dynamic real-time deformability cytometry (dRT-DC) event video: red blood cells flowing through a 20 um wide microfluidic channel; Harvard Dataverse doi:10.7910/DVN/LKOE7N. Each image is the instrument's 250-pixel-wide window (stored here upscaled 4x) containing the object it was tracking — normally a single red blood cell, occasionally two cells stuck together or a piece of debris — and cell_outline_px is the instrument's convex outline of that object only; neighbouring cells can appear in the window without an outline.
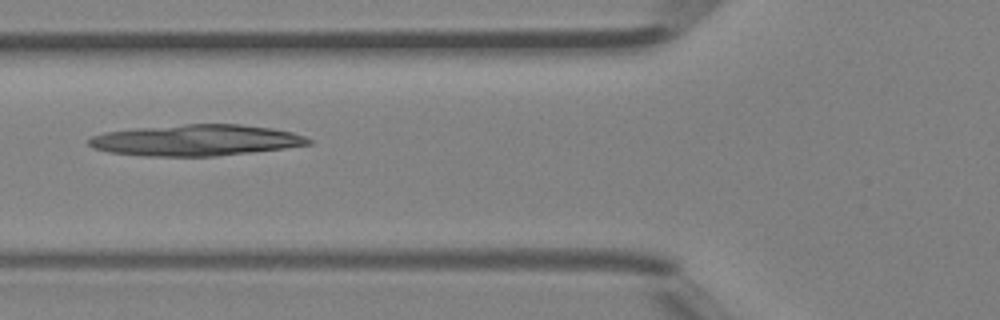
{"species": "Egyptian fruit bat (a non-hibernating species)", "species_latin": "Rousettus aegyptiacus", "temperature_condition": "room temperature", "stored_images_in_passage": 6, "camera_frame_rate_fps": 3000, "um_per_image_px": 0.085, "animal": {"sex": "female"}, "frame": {"image": 1, "passage_image": 5, "time_ms": 1.333, "image_size_px": [1000, 320], "cell_outline_px": [[312, 144], [284, 148], [216, 156], [148, 156], [108, 152], [92, 148], [88, 144], [88, 140], [92, 136], [104, 132], [136, 128], [184, 124], [240, 124], [272, 128], [292, 132], [304, 136], [312, 140]], "centroid_in_image_um": [16.64, 11.91], "position_along_channel_um": 109.2, "area_um2": 39.88}}
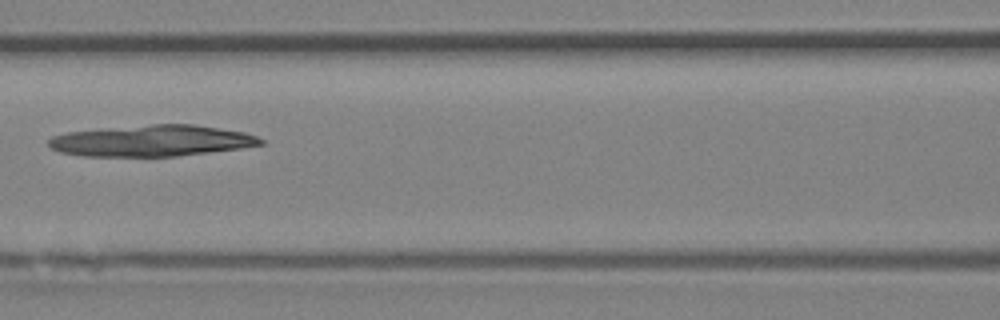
{"frame": {"image": 2, "passage_image": 6, "time_ms": 1.667, "image_size_px": [1000, 320], "cell_outline_px": [[264, 144], [240, 148], [176, 156], [84, 156], [60, 152], [52, 148], [48, 144], [48, 140], [52, 136], [68, 132], [152, 124], [192, 124], [244, 132], [256, 136], [264, 140]], "centroid_in_image_um": [12.9, 11.96], "position_along_channel_um": 153.7, "area_um2": 38.21}}